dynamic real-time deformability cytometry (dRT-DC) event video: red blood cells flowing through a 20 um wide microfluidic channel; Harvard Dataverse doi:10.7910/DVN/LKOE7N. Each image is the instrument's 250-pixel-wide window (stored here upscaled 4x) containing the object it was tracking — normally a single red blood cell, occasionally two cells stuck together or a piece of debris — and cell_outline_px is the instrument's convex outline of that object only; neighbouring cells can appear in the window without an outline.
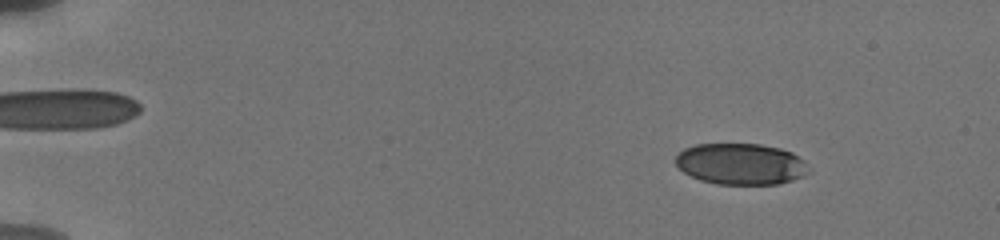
{"species": "human", "species_latin": "Homo sapiens", "temperature_condition": "cold", "stored_images_in_passage": 54, "camera_frame_rate_fps": 3000, "um_per_image_px": 0.085, "donor": {"sex": "male"}, "frame": {"image": 1, "passage_image": 7, "time_ms": 2.0, "image_size_px": [1000, 240], "cell_outline_px": [[812, 172], [804, 176], [792, 180], [776, 184], [716, 184], [700, 180], [684, 172], [676, 164], [676, 156], [684, 148], [696, 144], [760, 144], [780, 148], [792, 152], [804, 160]], "centroid_in_image_um": [63.01, 13.94], "position_along_channel_um": 22.0, "area_um2": 32.14}}
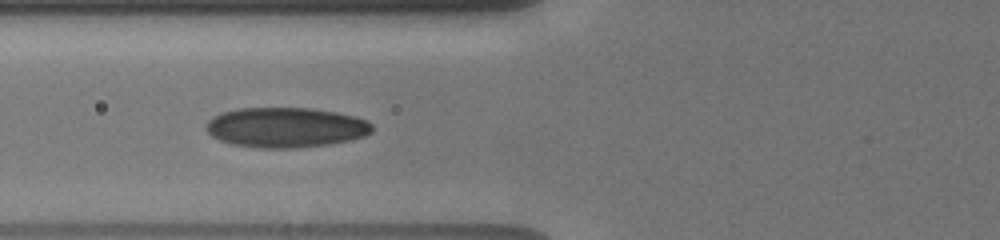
{"frame": {"image": 2, "passage_image": 23, "time_ms": 7.333, "image_size_px": [1000, 240], "cell_outline_px": [[372, 132], [364, 136], [348, 140], [328, 144], [300, 148], [256, 148], [232, 144], [220, 140], [212, 136], [204, 128], [204, 124], [212, 116], [220, 112], [240, 108], [312, 108], [336, 112], [356, 116], [368, 120], [372, 124]], "centroid_in_image_um": [24.26, 10.83], "position_along_channel_um": 101.5, "area_um2": 39.13}}
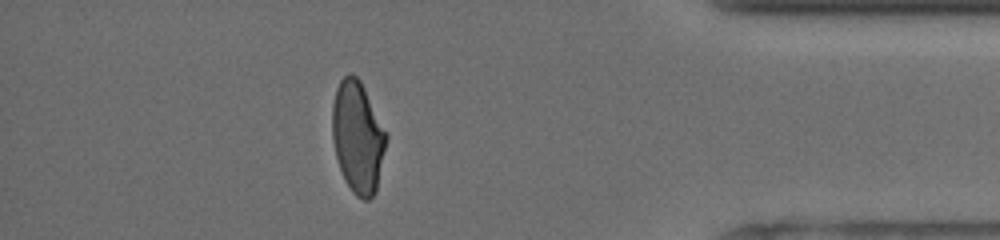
{"frame": {"image": 3, "passage_image": 49, "time_ms": 16.0, "image_size_px": [1000, 240], "cell_outline_px": [[388, 136], [376, 192], [368, 200], [364, 200], [356, 196], [352, 192], [344, 180], [336, 156], [332, 140], [332, 104], [336, 88], [340, 80], [348, 72], [356, 76], [360, 80], [388, 132]], "centroid_in_image_um": [30.41, 11.64], "position_along_channel_um": 404.8, "area_um2": 35.55}, "authors_computed_cell_mechanics": {"area_um2": 35.5759, "velocity_mm_per_s": 3.838, "shape_relaxation_time_tau1_ms": 6.0481, "shape_relaxation_time_tau2_ms": 1.0399, "deformation_change_tau1": 0.1841, "deformation_change_tau2": 0.0632}}